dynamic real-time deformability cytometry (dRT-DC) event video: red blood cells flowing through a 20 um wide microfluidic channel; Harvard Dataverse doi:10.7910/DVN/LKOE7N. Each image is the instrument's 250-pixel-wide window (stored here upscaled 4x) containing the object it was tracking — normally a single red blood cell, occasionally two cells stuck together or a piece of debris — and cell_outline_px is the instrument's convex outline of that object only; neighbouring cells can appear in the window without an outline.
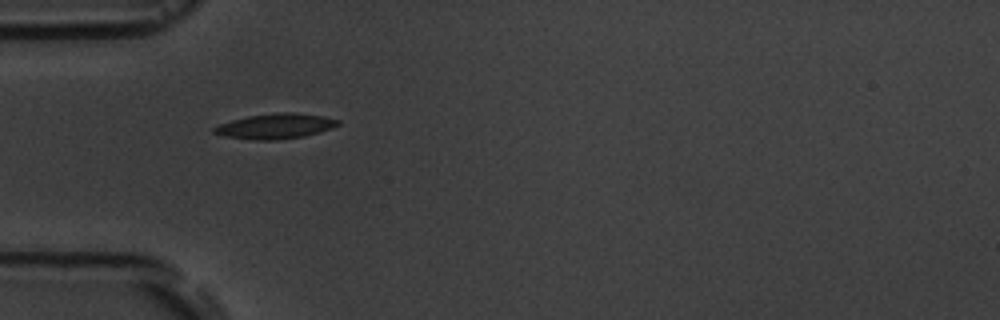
{"species": "common noctule bat (a hibernating species)", "species_latin": "Nyctalus noctula", "temperature_condition": "room temperature", "stored_images_in_passage": 2, "camera_frame_rate_fps": 3000, "um_per_image_px": 0.085, "animal": {"sex": "male", "body_mass_g": 19.5, "forearm_length_mm": 54.6}, "frame": {"image": 1, "passage_image": 1, "time_ms": 0.0, "image_size_px": [1000, 320], "cell_outline_px": [[340, 124], [332, 128], [320, 132], [304, 136], [276, 140], [256, 140], [224, 136], [212, 132], [212, 128], [220, 124], [232, 120], [248, 116], [280, 112], [292, 112], [320, 116], [340, 120]], "centroid_in_image_um": [23.4, 10.73], "position_along_channel_um": 61.6, "area_um2": 18.03}}
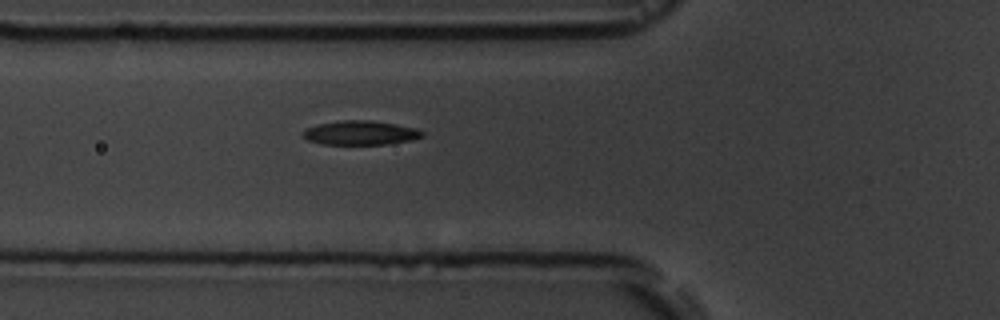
{"frame": {"image": 2, "passage_image": 2, "time_ms": 1.0, "image_size_px": [1000, 320], "cell_outline_px": [[424, 136], [412, 140], [388, 144], [324, 144], [308, 140], [300, 136], [308, 128], [320, 124], [340, 120], [372, 120], [396, 124], [416, 128], [424, 132]], "centroid_in_image_um": [30.68, 11.29], "position_along_channel_um": 95.1, "area_um2": 16.76}}